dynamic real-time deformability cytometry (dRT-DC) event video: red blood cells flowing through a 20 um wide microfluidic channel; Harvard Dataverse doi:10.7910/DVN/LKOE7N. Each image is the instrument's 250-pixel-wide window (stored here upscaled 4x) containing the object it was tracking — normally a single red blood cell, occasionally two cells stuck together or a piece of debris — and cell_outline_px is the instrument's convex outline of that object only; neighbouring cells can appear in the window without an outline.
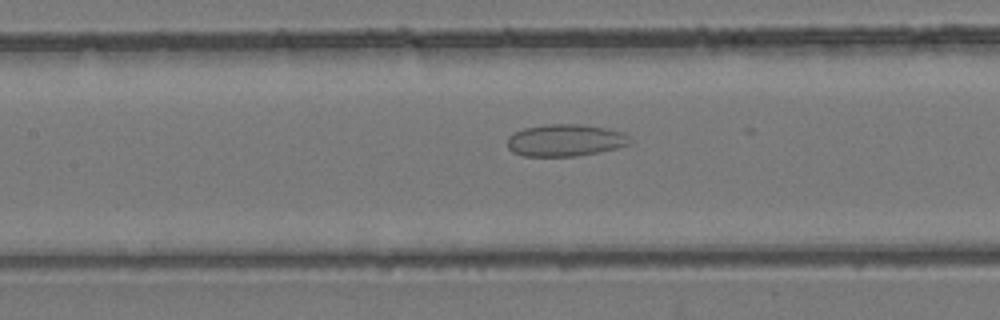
{"species": "common noctule bat (a hibernating species)", "species_latin": "Nyctalus noctula", "temperature_condition": "room temperature", "stored_images_in_passage": 41, "camera_frame_rate_fps": 3000, "um_per_image_px": 0.085, "animal": {"sex": "female", "body_mass_g": 24.6, "forearm_length_mm": 56.2}, "frame": {"image": 1, "passage_image": 19, "time_ms": 6.0, "image_size_px": [1000, 320], "cell_outline_px": [[632, 144], [600, 152], [576, 156], [524, 156], [512, 152], [508, 148], [508, 136], [524, 128], [544, 124], [580, 124], [608, 128], [624, 132], [632, 140]], "centroid_in_image_um": [48.08, 11.92], "position_along_channel_um": 159.3, "area_um2": 23.12}}
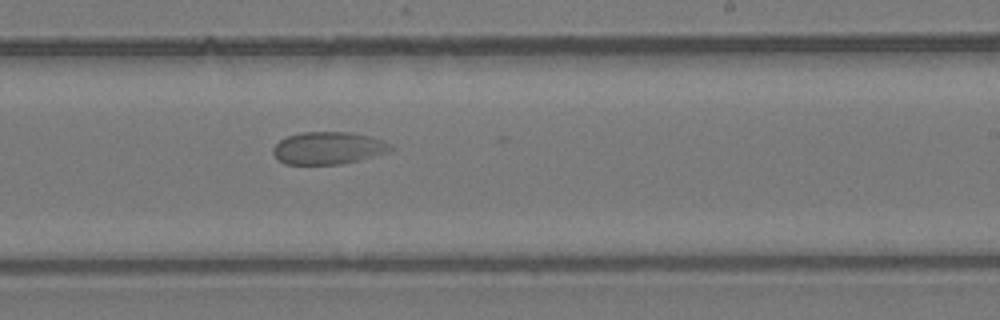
{"frame": {"image": 2, "passage_image": 25, "time_ms": 8.0, "image_size_px": [1000, 320], "cell_outline_px": [[396, 148], [388, 152], [340, 164], [284, 164], [276, 160], [272, 152], [272, 148], [280, 140], [288, 136], [304, 132], [348, 132], [368, 136], [384, 140], [392, 144]], "centroid_in_image_um": [27.89, 12.58], "position_along_channel_um": 261.1, "area_um2": 22.2}}
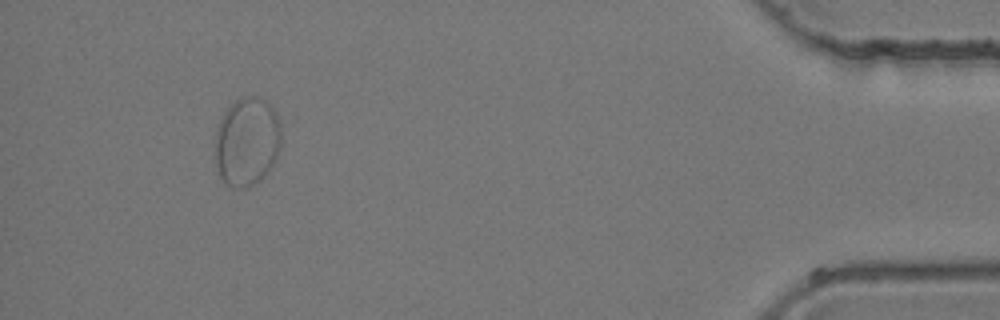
{"frame": {"image": 3, "passage_image": 38, "time_ms": 12.333, "image_size_px": [1000, 320], "cell_outline_px": [[280, 148], [276, 160], [268, 172], [260, 180], [244, 188], [236, 188], [224, 184], [220, 176], [216, 164], [216, 128], [224, 112], [236, 100], [244, 96], [260, 96], [276, 112], [280, 124]], "centroid_in_image_um": [21.0, 12.04], "position_along_channel_um": 414.2, "area_um2": 34.28}}